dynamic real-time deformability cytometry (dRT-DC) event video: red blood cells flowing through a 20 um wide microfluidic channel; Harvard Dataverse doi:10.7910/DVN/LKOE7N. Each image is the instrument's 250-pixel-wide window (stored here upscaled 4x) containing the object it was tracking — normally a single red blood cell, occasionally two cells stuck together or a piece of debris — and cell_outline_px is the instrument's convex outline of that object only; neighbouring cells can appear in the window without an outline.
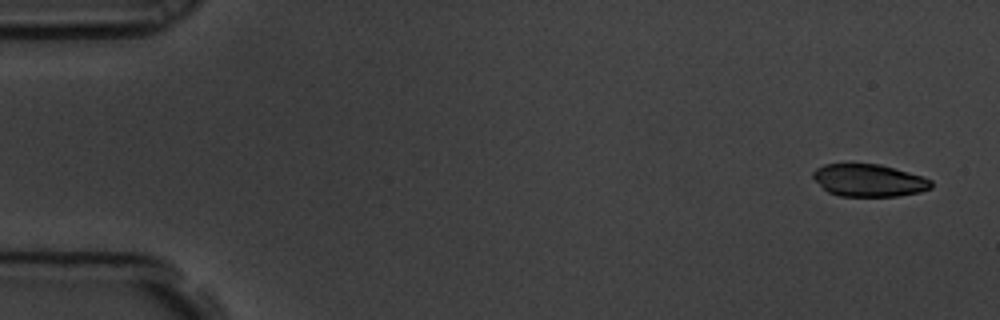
{"species": "common noctule bat (a hibernating species)", "species_latin": "Nyctalus noctula", "temperature_condition": "room temperature", "stored_images_in_passage": 15, "camera_frame_rate_fps": 3000, "um_per_image_px": 0.085, "animal": {"sex": "male", "body_mass_g": 19.5, "forearm_length_mm": 54.6}, "frame": {"image": 1, "passage_image": 1, "time_ms": 0.0, "image_size_px": [1000, 320], "cell_outline_px": [[932, 188], [920, 192], [896, 196], [840, 196], [828, 192], [812, 176], [812, 172], [816, 168], [824, 164], [880, 164], [924, 176], [932, 180]], "centroid_in_image_um": [73.89, 15.33], "position_along_channel_um": 11.1, "area_um2": 22.31}}
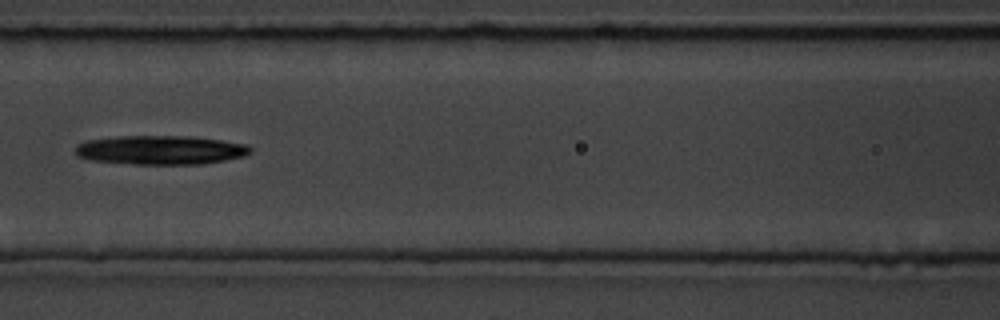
{"frame": {"image": 2, "passage_image": 7, "time_ms": 2.0, "image_size_px": [1000, 320], "cell_outline_px": [[252, 152], [244, 156], [224, 160], [200, 164], [132, 164], [92, 160], [76, 156], [76, 144], [84, 140], [116, 136], [192, 136], [248, 144], [252, 148]], "centroid_in_image_um": [13.63, 12.74], "position_along_channel_um": 153.0, "area_um2": 29.82}}
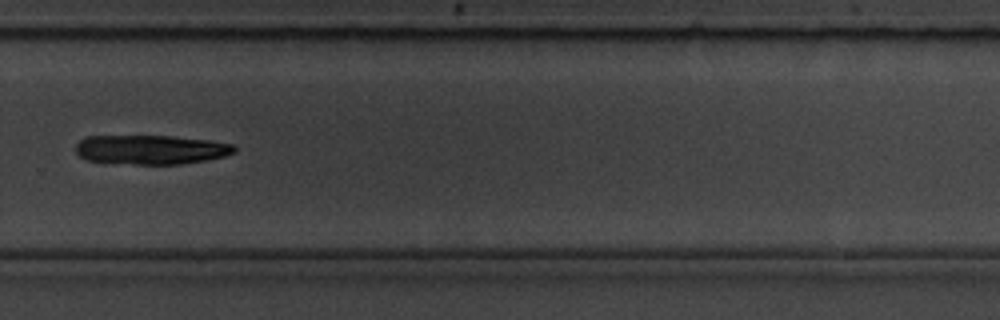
{"frame": {"image": 3, "passage_image": 11, "time_ms": 3.333, "image_size_px": [1000, 320], "cell_outline_px": [[236, 152], [224, 156], [204, 160], [180, 164], [136, 164], [88, 160], [80, 156], [76, 152], [76, 144], [84, 136], [172, 136], [208, 140], [232, 144], [236, 148]], "centroid_in_image_um": [12.82, 12.71], "position_along_channel_um": 317.0, "area_um2": 26.88}}